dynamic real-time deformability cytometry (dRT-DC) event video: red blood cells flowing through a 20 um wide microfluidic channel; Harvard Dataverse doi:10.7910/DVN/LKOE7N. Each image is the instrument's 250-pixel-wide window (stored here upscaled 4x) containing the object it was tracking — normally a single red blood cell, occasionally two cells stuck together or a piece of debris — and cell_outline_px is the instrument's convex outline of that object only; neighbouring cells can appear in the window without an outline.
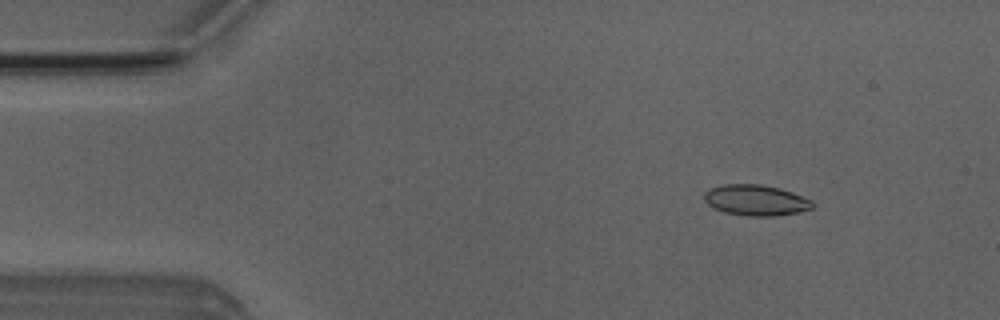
{"species": "Egyptian fruit bat (a non-hibernating species)", "species_latin": "Rousettus aegyptiacus", "temperature_condition": "room temperature", "stored_images_in_passage": 5, "camera_frame_rate_fps": 3000, "um_per_image_px": 0.085, "animal": {"sex": "male"}, "frame": {"image": 1, "passage_image": 2, "time_ms": 1.0, "image_size_px": [1000, 320], "cell_outline_px": [[816, 204], [812, 208], [800, 212], [776, 216], [748, 216], [724, 212], [712, 208], [704, 200], [704, 192], [708, 188], [724, 184], [760, 184], [780, 188], [792, 192], [812, 200]], "centroid_in_image_um": [64.24, 17.02], "position_along_channel_um": 20.8, "area_um2": 19.71}}